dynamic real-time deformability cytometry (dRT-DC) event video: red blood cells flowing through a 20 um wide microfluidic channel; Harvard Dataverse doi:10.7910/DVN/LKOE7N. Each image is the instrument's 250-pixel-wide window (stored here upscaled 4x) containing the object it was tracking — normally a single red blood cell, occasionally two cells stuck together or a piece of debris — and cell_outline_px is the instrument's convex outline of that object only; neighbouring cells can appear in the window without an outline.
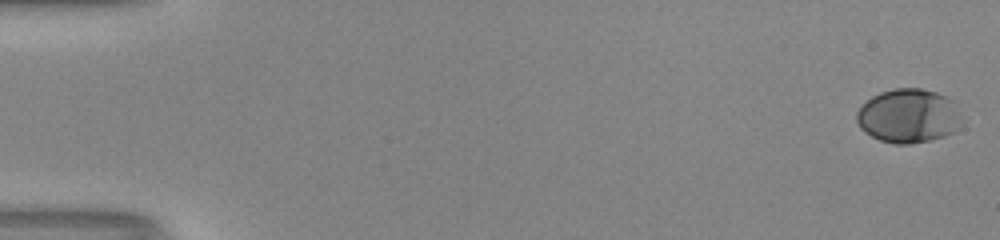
{"species": "human", "species_latin": "Homo sapiens", "temperature_condition": "room temperature", "stored_images_in_passage": 52, "camera_frame_rate_fps": 3000, "um_per_image_px": 0.085, "donor": {"sex": "male"}, "frame": {"image": 1, "passage_image": 1, "time_ms": 0.0, "image_size_px": [1000, 240], "cell_outline_px": [[960, 116], [952, 132], [944, 136], [928, 140], [908, 144], [896, 144], [880, 140], [864, 132], [860, 128], [856, 120], [856, 112], [872, 96], [880, 92], [892, 88], [920, 88], [936, 92], [952, 100]], "centroid_in_image_um": [77.15, 9.84], "position_along_channel_um": 7.9, "area_um2": 32.54}}
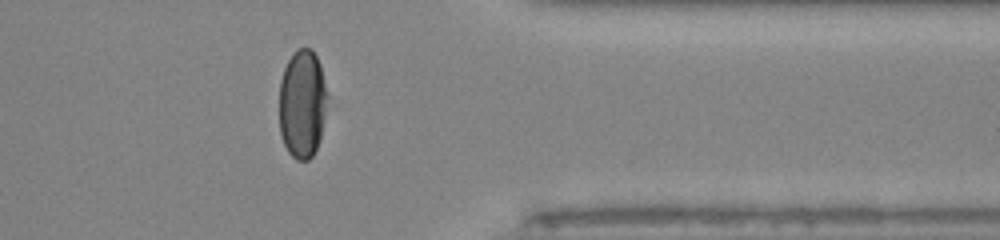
{"frame": {"image": 2, "passage_image": 43, "time_ms": 14.0, "image_size_px": [1000, 240], "cell_outline_px": [[328, 96], [320, 136], [316, 148], [312, 156], [308, 160], [296, 160], [288, 152], [284, 144], [280, 132], [280, 80], [284, 68], [292, 52], [296, 48], [312, 48], [320, 64]], "centroid_in_image_um": [25.69, 8.8], "position_along_channel_um": 385.7, "area_um2": 30.46}}
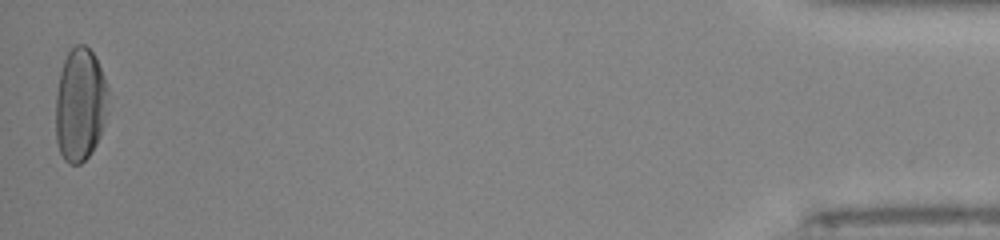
{"frame": {"image": 3, "passage_image": 52, "time_ms": 17.0, "image_size_px": [1000, 240], "cell_outline_px": [[108, 112], [100, 136], [96, 144], [88, 156], [80, 164], [68, 164], [64, 160], [60, 152], [56, 140], [56, 92], [60, 72], [64, 60], [68, 52], [76, 44], [84, 44], [92, 52], [104, 76], [108, 88]], "centroid_in_image_um": [6.81, 8.91], "position_along_channel_um": 428.4, "area_um2": 34.85}, "authors_computed_cell_mechanics": {"area_um2": 33.3217, "velocity_mm_per_s": 4.1212, "shape_relaxation_time_tau1_ms": 3.6551, "shape_relaxation_time_tau2_ms": null, "deformation_change_tau1": 0.1909, "deformation_change_tau2": null}}